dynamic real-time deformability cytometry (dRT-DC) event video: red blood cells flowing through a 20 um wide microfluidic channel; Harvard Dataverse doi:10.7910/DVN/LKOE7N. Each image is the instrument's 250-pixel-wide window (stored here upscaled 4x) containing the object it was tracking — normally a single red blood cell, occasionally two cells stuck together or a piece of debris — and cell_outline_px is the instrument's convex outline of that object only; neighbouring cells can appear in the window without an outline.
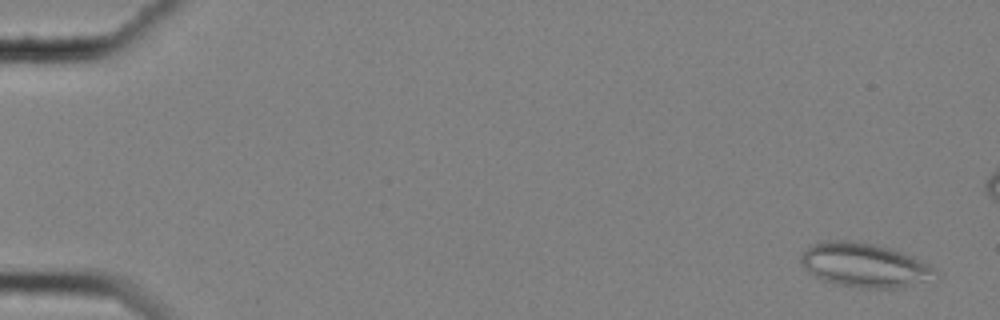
{"species": "common noctule bat (a hibernating species)", "species_latin": "Nyctalus noctula", "temperature_condition": "cold", "stored_images_in_passage": 55, "camera_frame_rate_fps": 3000, "um_per_image_px": 0.085, "animal": {"sex": "female", "body_mass_g": 25.1}, "frame": {"image": 1, "passage_image": 3, "time_ms": 0.667, "image_size_px": [1000, 320], "cell_outline_px": [[940, 280], [896, 288], [860, 288], [836, 284], [824, 280], [808, 272], [800, 260], [800, 256], [812, 244], [824, 240], [848, 240], [872, 244], [904, 252], [936, 268], [940, 276]], "centroid_in_image_um": [73.58, 22.55], "position_along_channel_um": 11.4, "area_um2": 34.97}}
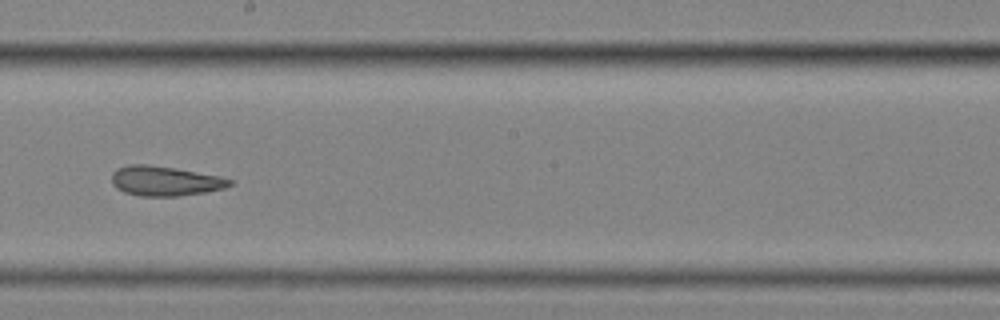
{"frame": {"image": 2, "passage_image": 35, "time_ms": 11.333, "image_size_px": [1000, 320], "cell_outline_px": [[236, 180], [232, 184], [224, 188], [204, 192], [176, 196], [140, 196], [124, 192], [116, 188], [112, 184], [112, 172], [116, 168], [128, 164], [148, 164], [176, 168], [220, 176]], "centroid_in_image_um": [14.01, 15.37], "position_along_channel_um": 234.2, "area_um2": 20.63}}
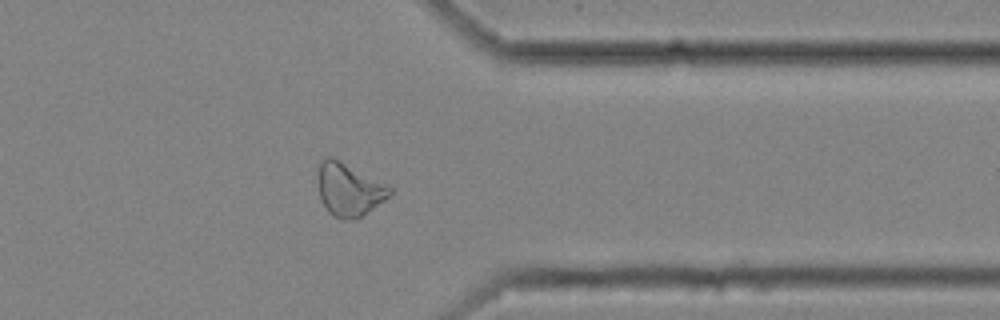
{"frame": {"image": 3, "passage_image": 48, "time_ms": 15.667, "image_size_px": [1000, 320], "cell_outline_px": [[392, 192], [384, 200], [360, 216], [344, 220], [332, 216], [328, 212], [320, 196], [320, 164], [328, 156], [332, 156], [392, 188]], "centroid_in_image_um": [29.66, 16.12], "position_along_channel_um": 381.7, "area_um2": 21.15}}